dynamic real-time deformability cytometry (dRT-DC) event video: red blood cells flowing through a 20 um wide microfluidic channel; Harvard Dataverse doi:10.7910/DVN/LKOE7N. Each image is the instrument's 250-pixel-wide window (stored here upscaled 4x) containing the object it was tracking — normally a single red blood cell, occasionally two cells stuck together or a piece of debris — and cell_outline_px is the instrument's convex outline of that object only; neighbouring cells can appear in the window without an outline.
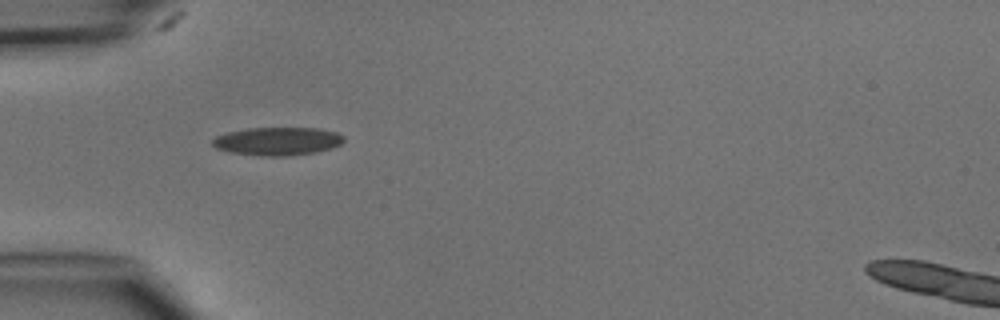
{"species": "common noctule bat (a hibernating species)", "species_latin": "Nyctalus noctula", "temperature_condition": "cold", "stored_images_in_passage": 46, "camera_frame_rate_fps": 3000, "um_per_image_px": 0.085, "animal": {"sex": "male", "body_mass_g": 15.6}, "frame": {"image": 1, "passage_image": 14, "time_ms": 4.333, "image_size_px": [1000, 320], "cell_outline_px": [[344, 140], [340, 144], [332, 148], [316, 152], [288, 156], [260, 156], [228, 152], [216, 148], [212, 144], [212, 140], [216, 136], [228, 132], [248, 128], [316, 128], [336, 132], [344, 136]], "centroid_in_image_um": [23.58, 12.01], "position_along_channel_um": 61.4, "area_um2": 21.62}}
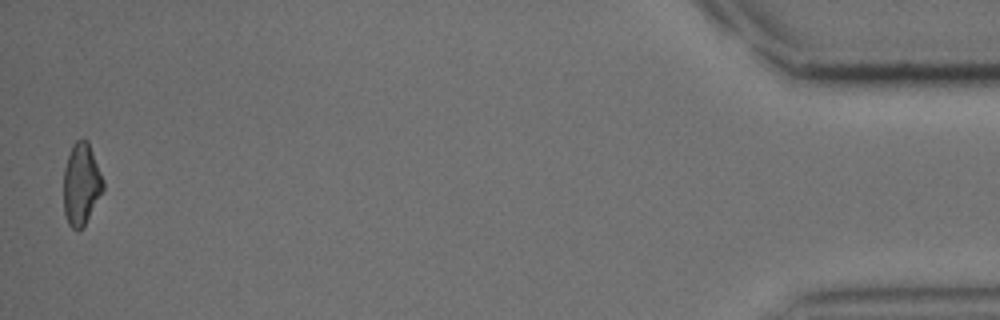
{"frame": {"image": 2, "passage_image": 46, "time_ms": 15.0, "image_size_px": [1000, 320], "cell_outline_px": [[104, 192], [84, 224], [76, 232], [68, 224], [64, 212], [64, 168], [72, 144], [76, 140], [84, 136], [88, 140], [104, 180]], "centroid_in_image_um": [6.92, 15.62], "position_along_channel_um": 428.3, "area_um2": 19.13}}